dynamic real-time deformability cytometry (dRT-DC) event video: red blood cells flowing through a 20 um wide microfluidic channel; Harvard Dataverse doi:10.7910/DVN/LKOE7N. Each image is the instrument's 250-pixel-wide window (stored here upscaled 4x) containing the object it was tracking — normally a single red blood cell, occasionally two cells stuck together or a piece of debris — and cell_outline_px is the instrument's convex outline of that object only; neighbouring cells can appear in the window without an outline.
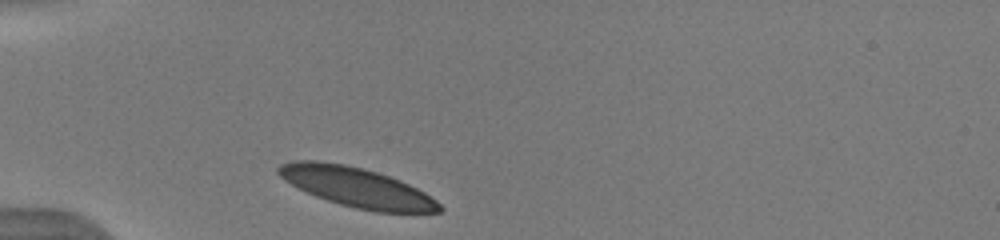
{"species": "human", "species_latin": "Homo sapiens", "temperature_condition": "warm", "stored_images_in_passage": 31, "camera_frame_rate_fps": 3000, "um_per_image_px": 0.085, "donor": {"sex": "male"}, "frame": {"image": 1, "passage_image": 1, "time_ms": 0.0, "image_size_px": [1000, 240], "cell_outline_px": [[444, 208], [440, 212], [376, 212], [356, 208], [340, 204], [316, 196], [284, 180], [276, 172], [276, 168], [280, 164], [296, 160], [316, 160], [344, 164], [364, 168], [400, 180], [424, 192], [436, 200]], "centroid_in_image_um": [30.32, 15.91], "position_along_channel_um": 54.7, "area_um2": 36.88}}
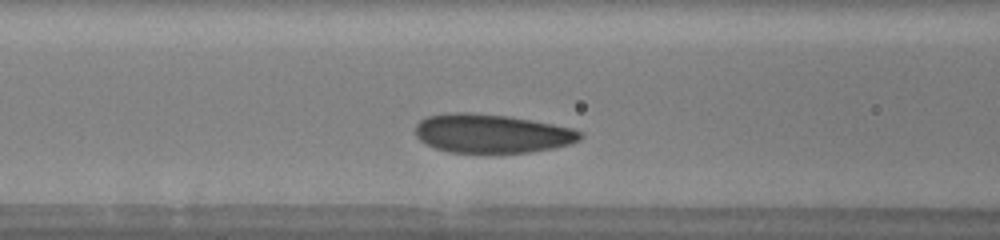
{"frame": {"image": 2, "passage_image": 8, "time_ms": 2.333, "image_size_px": [1000, 240], "cell_outline_px": [[584, 136], [580, 140], [568, 144], [552, 148], [528, 152], [448, 152], [436, 148], [420, 140], [416, 136], [416, 124], [420, 120], [428, 116], [452, 112], [468, 112], [508, 116], [552, 124], [572, 128], [580, 132]], "centroid_in_image_um": [41.78, 11.34], "position_along_channel_um": 124.8, "area_um2": 36.93}}
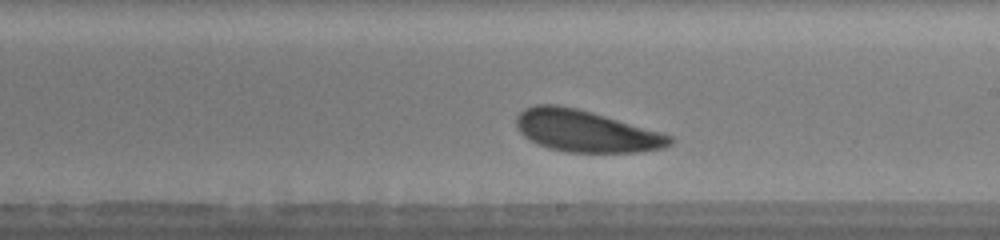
{"frame": {"image": 3, "passage_image": 17, "time_ms": 5.333, "image_size_px": [1000, 240], "cell_outline_px": [[676, 140], [672, 144], [664, 148], [640, 152], [564, 152], [548, 148], [524, 136], [516, 128], [516, 116], [524, 108], [536, 104], [556, 104], [576, 108], [592, 112], [660, 132], [672, 136]], "centroid_in_image_um": [49.8, 11.14], "position_along_channel_um": 239.2, "area_um2": 37.34}, "authors_computed_cell_mechanics": {"area_um2": 37.3388, "velocity_mm_per_s": 3.8239, "shape_relaxation_time_tau1_ms": 1.1474, "shape_relaxation_time_tau2_ms": 6.7033, "deformation_change_tau1": 0.0585, "deformation_change_tau2": 0.1335}}